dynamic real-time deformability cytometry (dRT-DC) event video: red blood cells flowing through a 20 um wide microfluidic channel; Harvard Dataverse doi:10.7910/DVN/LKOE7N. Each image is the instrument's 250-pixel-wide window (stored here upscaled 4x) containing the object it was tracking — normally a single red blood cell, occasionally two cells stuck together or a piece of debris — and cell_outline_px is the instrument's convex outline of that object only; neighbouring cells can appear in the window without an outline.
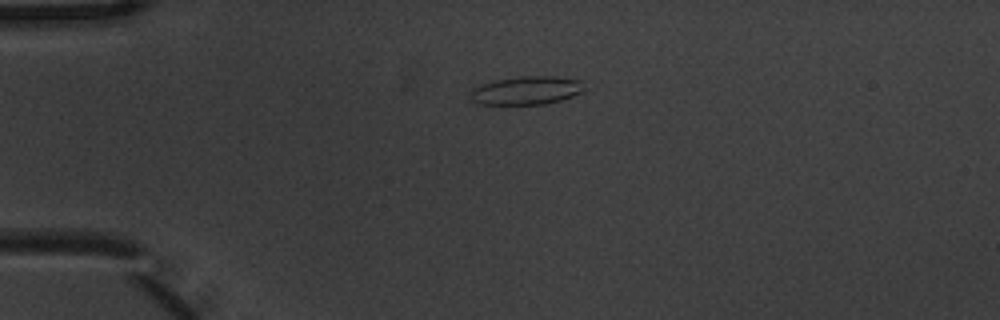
{"species": "common noctule bat (a hibernating species)", "species_latin": "Nyctalus noctula", "temperature_condition": "warm", "stored_images_in_passage": 2, "camera_frame_rate_fps": 3000, "um_per_image_px": 0.085, "animal": {"sex": "male", "body_mass_g": 20.1, "forearm_length_mm": 53.5}, "frame": {"image": 1, "passage_image": 1, "time_ms": 0.0, "image_size_px": [1000, 320], "cell_outline_px": [[584, 88], [580, 92], [572, 96], [560, 100], [544, 104], [480, 104], [472, 100], [472, 88], [480, 84], [496, 80], [524, 76], [552, 76], [580, 80]], "centroid_in_image_um": [44.73, 7.68], "position_along_channel_um": 40.3, "area_um2": 18.5}}